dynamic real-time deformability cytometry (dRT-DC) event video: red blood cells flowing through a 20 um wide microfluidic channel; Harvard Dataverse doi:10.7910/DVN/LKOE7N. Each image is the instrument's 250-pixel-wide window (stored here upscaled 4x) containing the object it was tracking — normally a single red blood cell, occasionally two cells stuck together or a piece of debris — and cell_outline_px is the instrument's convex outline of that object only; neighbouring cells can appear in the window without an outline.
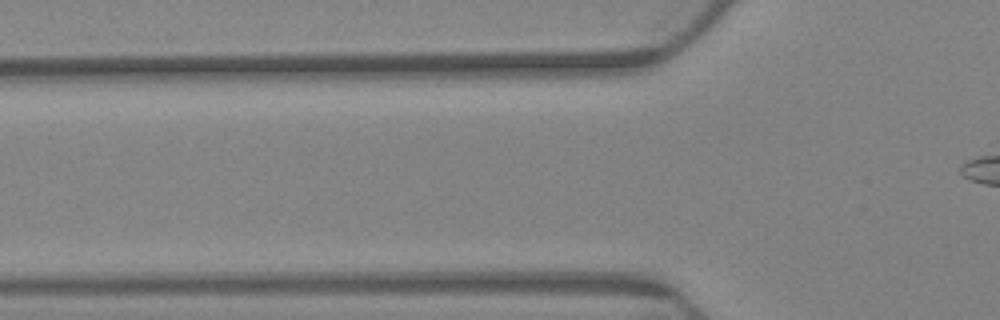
{"species": "Egyptian fruit bat (a non-hibernating species)", "species_latin": "Rousettus aegyptiacus", "temperature_condition": "warm", "stored_images_in_passage": 4, "camera_frame_rate_fps": 3000, "um_per_image_px": 0.085, "animal": {"sex": "female"}, "frame": {"image": 1, "passage_image": 2, "time_ms": 0.333, "image_size_px": [1000, 320], "cell_outline_px": [[752, 288], [732, 276], [692, 248], [672, 224], [676, 220], [688, 220], [700, 228], [728, 248], [748, 264], [752, 276]], "centroid_in_image_um": [60.73, 21.35], "position_along_channel_um": 65.1, "area_um2": 12.72}}